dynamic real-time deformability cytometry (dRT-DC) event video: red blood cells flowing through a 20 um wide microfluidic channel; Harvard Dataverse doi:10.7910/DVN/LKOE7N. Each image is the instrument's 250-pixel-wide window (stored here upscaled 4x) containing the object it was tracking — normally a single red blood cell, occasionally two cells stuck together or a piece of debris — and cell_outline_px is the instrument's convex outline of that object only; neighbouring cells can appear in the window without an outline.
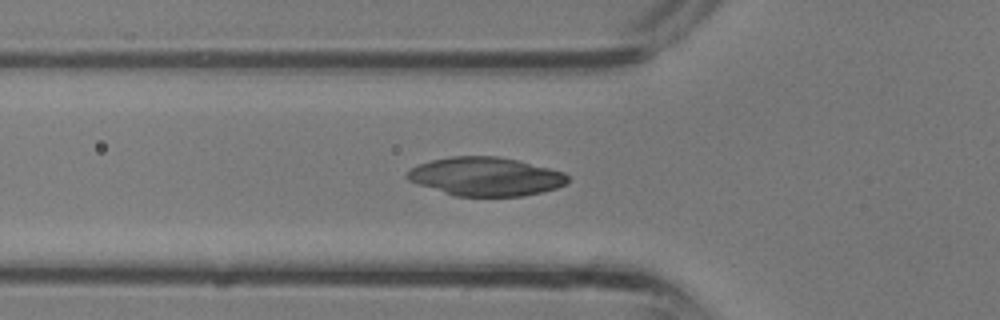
{"species": "common noctule bat (a hibernating species)", "species_latin": "Nyctalus noctula", "temperature_condition": "room temperature", "stored_images_in_passage": 21, "camera_frame_rate_fps": 3000, "um_per_image_px": 0.085, "animal": {"sex": "male", "body_mass_g": 13.3}, "frame": {"image": 1, "passage_image": 6, "time_ms": 1.667, "image_size_px": [1000, 320], "cell_outline_px": [[568, 180], [564, 184], [556, 188], [540, 192], [520, 196], [456, 196], [408, 180], [404, 176], [412, 168], [420, 164], [432, 160], [452, 156], [496, 156], [516, 160], [564, 172], [568, 176]], "centroid_in_image_um": [41.28, 15.0], "position_along_channel_um": 84.5, "area_um2": 35.55}}
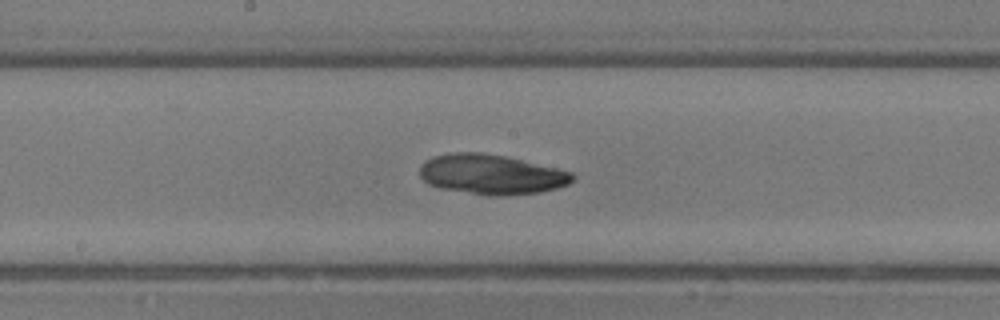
{"frame": {"image": 2, "passage_image": 12, "time_ms": 3.667, "image_size_px": [1000, 320], "cell_outline_px": [[576, 176], [568, 184], [556, 188], [536, 192], [500, 196], [488, 196], [440, 188], [428, 184], [420, 176], [420, 164], [424, 160], [432, 156], [452, 152], [484, 152], [504, 156], [556, 168], [572, 172]], "centroid_in_image_um": [41.71, 14.81], "position_along_channel_um": 206.5, "area_um2": 35.55}}
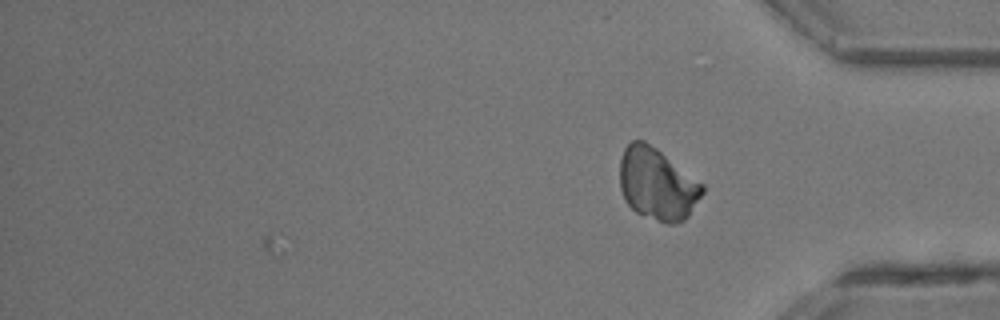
{"frame": {"image": 3, "passage_image": 21, "time_ms": 6.667, "image_size_px": [1000, 320], "cell_outline_px": [[704, 192], [688, 216], [684, 220], [676, 224], [664, 224], [636, 212], [624, 200], [620, 188], [620, 160], [624, 148], [632, 140], [644, 140], [656, 148], [704, 184]], "centroid_in_image_um": [55.86, 15.66], "position_along_channel_um": 379.3, "area_um2": 34.74}}